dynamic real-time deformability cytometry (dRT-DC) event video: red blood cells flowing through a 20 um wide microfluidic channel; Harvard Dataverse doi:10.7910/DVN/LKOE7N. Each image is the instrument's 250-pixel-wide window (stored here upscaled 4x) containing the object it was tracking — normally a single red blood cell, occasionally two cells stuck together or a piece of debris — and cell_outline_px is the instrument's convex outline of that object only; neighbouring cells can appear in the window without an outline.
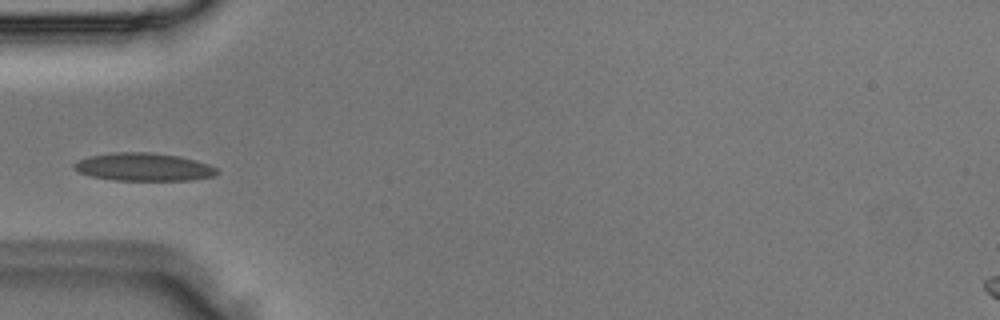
{"species": "Egyptian fruit bat (a non-hibernating species)", "species_latin": "Rousettus aegyptiacus", "temperature_condition": "room temperature", "stored_images_in_passage": 2, "camera_frame_rate_fps": 3000, "um_per_image_px": 0.085, "animal": {"sex": "male"}, "frame": {"image": 1, "passage_image": 2, "time_ms": 0.333, "image_size_px": [1000, 320], "cell_outline_px": [[220, 172], [216, 176], [188, 180], [116, 180], [92, 176], [80, 172], [72, 168], [72, 164], [80, 160], [92, 156], [112, 152], [148, 152], [180, 156], [196, 160], [208, 164], [216, 168]], "centroid_in_image_um": [12.25, 14.19], "position_along_channel_um": 72.7, "area_um2": 23.18}}